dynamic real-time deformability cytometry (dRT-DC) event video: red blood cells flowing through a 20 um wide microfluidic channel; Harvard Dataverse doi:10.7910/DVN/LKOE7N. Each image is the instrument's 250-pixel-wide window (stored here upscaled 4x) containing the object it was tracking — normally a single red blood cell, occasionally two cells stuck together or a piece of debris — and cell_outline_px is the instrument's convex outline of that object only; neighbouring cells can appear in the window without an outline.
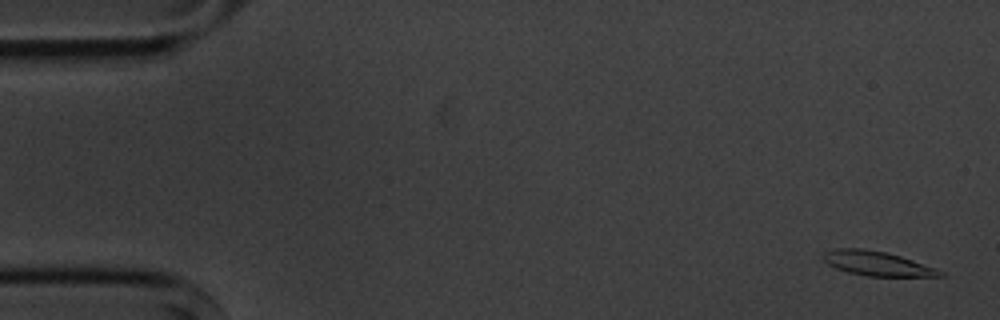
{"species": "common noctule bat (a hibernating species)", "species_latin": "Nyctalus noctula", "temperature_condition": "cold", "stored_images_in_passage": 5, "camera_frame_rate_fps": 3000, "um_per_image_px": 0.085, "animal": {"sex": "male", "body_mass_g": 20.1, "forearm_length_mm": 53.5}, "frame": {"image": 1, "passage_image": 1, "time_ms": 0.0, "image_size_px": [1000, 320], "cell_outline_px": [[948, 276], [864, 276], [848, 272], [836, 268], [828, 264], [820, 256], [824, 252], [836, 248], [860, 248], [888, 252], [936, 268], [944, 272]], "centroid_in_image_um": [74.54, 22.39], "position_along_channel_um": 10.5, "area_um2": 16.7}}
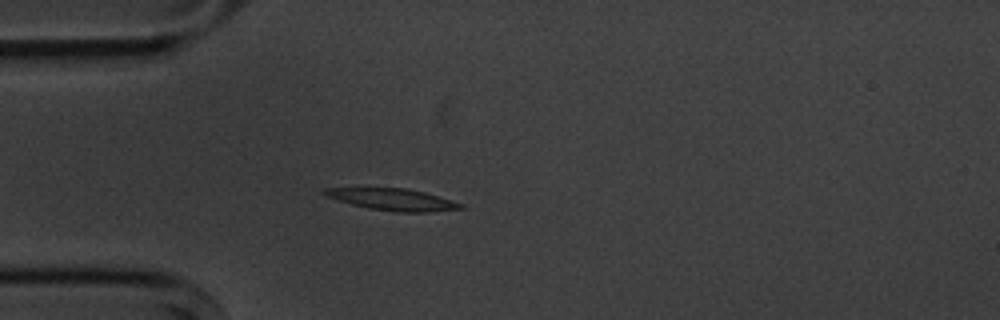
{"frame": {"image": 2, "passage_image": 5, "time_ms": 4.333, "image_size_px": [1000, 320], "cell_outline_px": [[464, 208], [428, 212], [396, 212], [368, 208], [352, 204], [324, 196], [320, 192], [324, 188], [408, 188], [424, 192], [452, 200], [464, 204]], "centroid_in_image_um": [33.36, 16.95], "position_along_channel_um": 51.6, "area_um2": 17.28}}